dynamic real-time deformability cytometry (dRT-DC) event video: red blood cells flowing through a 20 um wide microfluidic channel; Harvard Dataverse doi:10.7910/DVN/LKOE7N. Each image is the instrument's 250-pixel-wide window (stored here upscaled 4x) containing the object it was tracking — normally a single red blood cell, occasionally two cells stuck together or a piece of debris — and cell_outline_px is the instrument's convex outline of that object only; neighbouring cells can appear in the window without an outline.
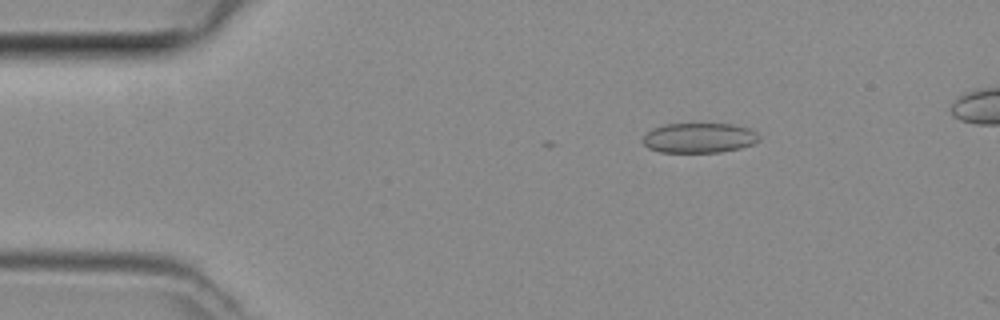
{"species": "common noctule bat (a hibernating species)", "species_latin": "Nyctalus noctula", "temperature_condition": "room temperature", "stored_images_in_passage": 25, "camera_frame_rate_fps": 3000, "um_per_image_px": 0.085, "animal": {"sex": "female", "body_mass_g": 29.2, "forearm_length_mm": 56.3}, "frame": {"image": 1, "passage_image": 2, "time_ms": 0.333, "image_size_px": [1000, 320], "cell_outline_px": [[760, 140], [752, 144], [740, 148], [720, 152], [660, 152], [648, 148], [640, 140], [652, 128], [664, 124], [732, 124], [748, 128], [756, 132], [760, 136]], "centroid_in_image_um": [59.41, 11.72], "position_along_channel_um": 25.6, "area_um2": 20.35}}
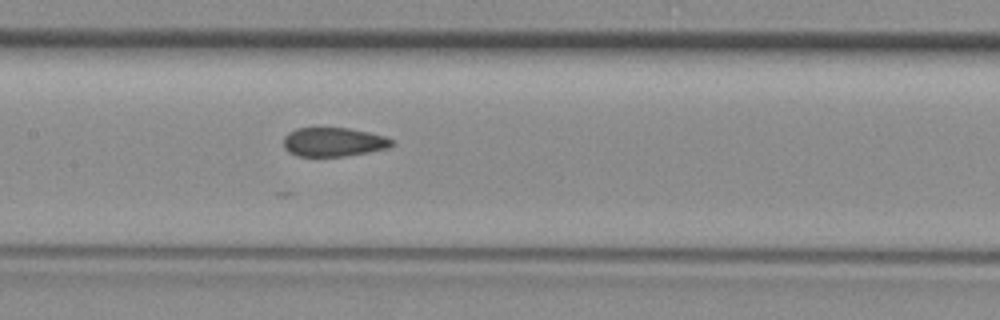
{"frame": {"image": 2, "passage_image": 17, "time_ms": 5.333, "image_size_px": [1000, 320], "cell_outline_px": [[392, 144], [388, 148], [368, 152], [344, 156], [296, 156], [288, 152], [284, 148], [284, 136], [288, 132], [296, 128], [348, 128], [368, 132], [384, 136], [392, 140]], "centroid_in_image_um": [28.3, 12.07], "position_along_channel_um": 179.1, "area_um2": 18.21}}
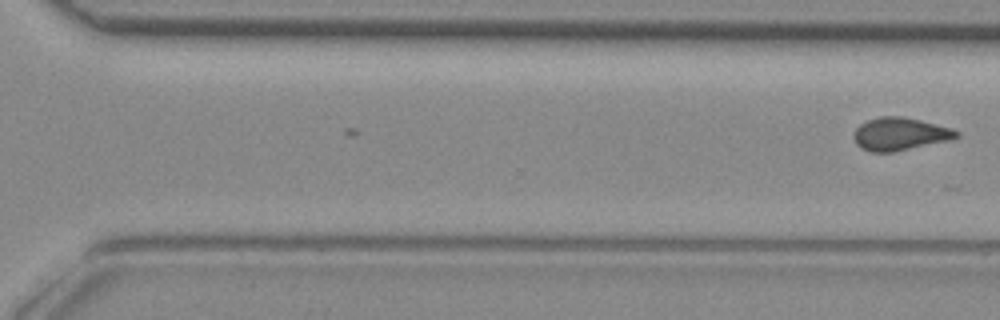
{"frame": {"image": 3, "passage_image": 25, "time_ms": 8.0, "image_size_px": [1000, 320], "cell_outline_px": [[960, 136], [944, 140], [892, 152], [872, 152], [860, 148], [856, 144], [856, 128], [860, 124], [868, 120], [880, 116], [904, 116], [952, 128], [960, 132]], "centroid_in_image_um": [76.48, 11.37], "position_along_channel_um": 294.1, "area_um2": 19.13}}